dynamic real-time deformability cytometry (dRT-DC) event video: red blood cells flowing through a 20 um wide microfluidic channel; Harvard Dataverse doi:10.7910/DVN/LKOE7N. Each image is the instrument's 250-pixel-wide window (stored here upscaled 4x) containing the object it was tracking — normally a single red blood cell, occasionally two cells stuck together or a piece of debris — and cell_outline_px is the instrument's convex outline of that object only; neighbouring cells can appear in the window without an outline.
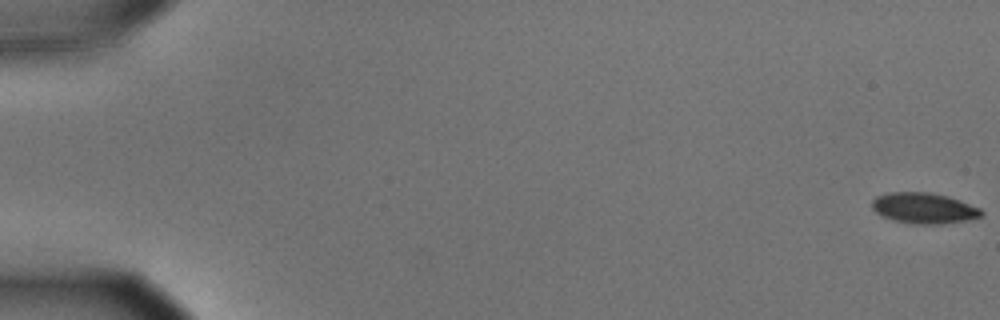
{"species": "common noctule bat (a hibernating species)", "species_latin": "Nyctalus noctula", "temperature_condition": "cold", "stored_images_in_passage": 57, "camera_frame_rate_fps": 3000, "um_per_image_px": 0.085, "animal": {"sex": "male", "body_mass_g": 15.6}, "frame": {"image": 1, "passage_image": 1, "time_ms": 0.0, "image_size_px": [1000, 320], "cell_outline_px": [[984, 212], [980, 216], [968, 220], [944, 224], [908, 224], [892, 220], [876, 212], [872, 208], [872, 200], [876, 196], [888, 192], [928, 192], [948, 196], [960, 200], [980, 208]], "centroid_in_image_um": [78.52, 17.7], "position_along_channel_um": 6.5, "area_um2": 19.77}}
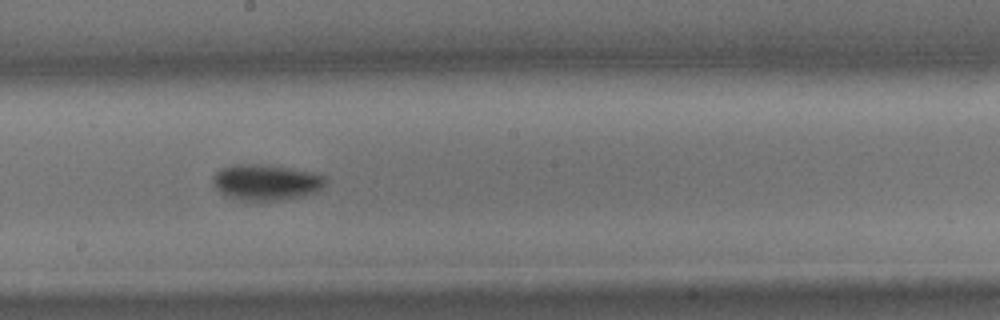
{"frame": {"image": 2, "passage_image": 33, "time_ms": 10.667, "image_size_px": [1000, 320], "cell_outline_px": [[328, 180], [324, 188], [316, 192], [284, 200], [256, 204], [236, 200], [224, 196], [212, 184], [212, 176], [216, 172], [232, 164], [256, 164], [288, 168], [316, 172], [324, 176]], "centroid_in_image_um": [22.6, 15.55], "position_along_channel_um": 225.6, "area_um2": 24.45}}
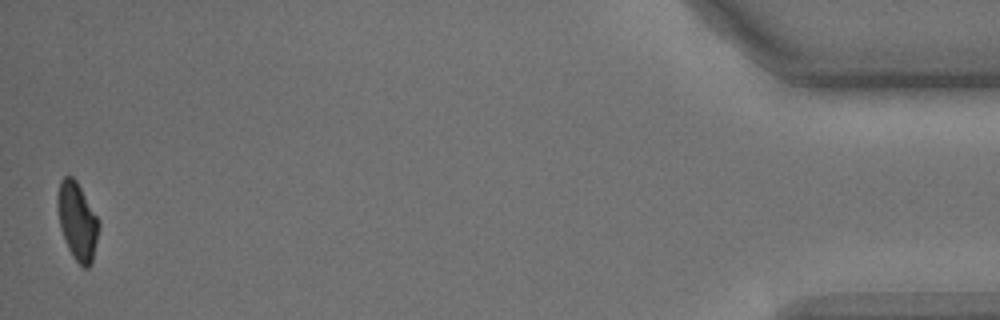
{"frame": {"image": 3, "passage_image": 57, "time_ms": 18.667, "image_size_px": [1000, 320], "cell_outline_px": [[100, 224], [92, 264], [88, 268], [84, 268], [72, 256], [68, 248], [60, 228], [56, 204], [56, 196], [60, 180], [64, 176], [72, 176], [76, 180], [100, 220]], "centroid_in_image_um": [6.57, 18.79], "position_along_channel_um": 428.6, "area_um2": 18.96}, "authors_computed_cell_mechanics": {"area_um2": 21.2126, "velocity_mm_per_s": 3.5837, "shape_relaxation_time_tau1_ms": 2.3294, "shape_relaxation_time_tau2_ms": null, "deformation_change_tau1": 0.1031, "deformation_change_tau2": null}}